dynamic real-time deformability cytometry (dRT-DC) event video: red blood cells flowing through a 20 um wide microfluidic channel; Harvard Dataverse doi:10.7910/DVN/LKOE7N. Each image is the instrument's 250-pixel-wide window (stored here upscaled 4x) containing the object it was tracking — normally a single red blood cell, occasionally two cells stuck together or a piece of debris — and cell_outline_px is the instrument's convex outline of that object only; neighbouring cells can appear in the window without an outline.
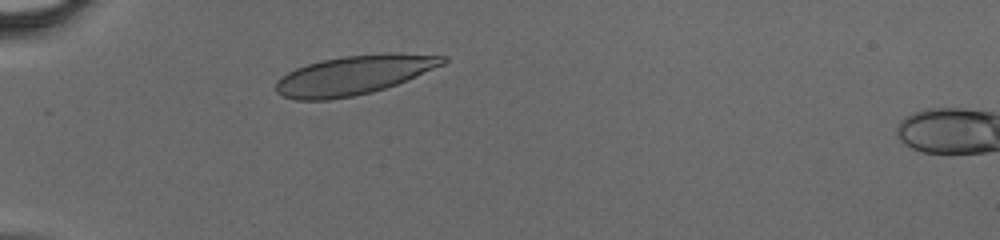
{"species": "human", "species_latin": "Homo sapiens", "temperature_condition": "cold", "stored_images_in_passage": 30, "camera_frame_rate_fps": 3000, "um_per_image_px": 0.085, "donor": {"sex": "male"}, "frame": {"image": 1, "passage_image": 1, "time_ms": 0.0, "image_size_px": [1000, 240], "cell_outline_px": [[448, 60], [444, 64], [416, 76], [396, 84], [372, 92], [352, 96], [328, 100], [296, 100], [284, 96], [276, 92], [276, 80], [288, 72], [296, 68], [308, 64], [324, 60], [344, 56], [384, 52], [400, 52], [448, 56]], "centroid_in_image_um": [30.11, 6.36], "position_along_channel_um": 54.9, "area_um2": 38.15}}
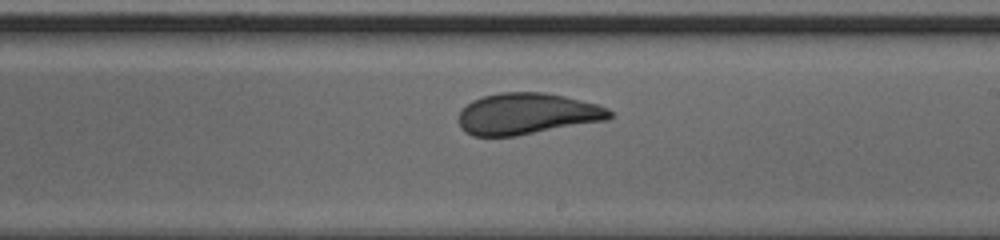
{"frame": {"image": 2, "passage_image": 15, "time_ms": 4.667, "image_size_px": [1000, 240], "cell_outline_px": [[612, 116], [608, 120], [516, 136], [472, 136], [464, 132], [460, 128], [460, 112], [472, 100], [484, 96], [500, 92], [544, 92], [564, 96], [596, 104], [608, 108], [612, 112]], "centroid_in_image_um": [44.81, 9.68], "position_along_channel_um": 244.2, "area_um2": 36.36}}
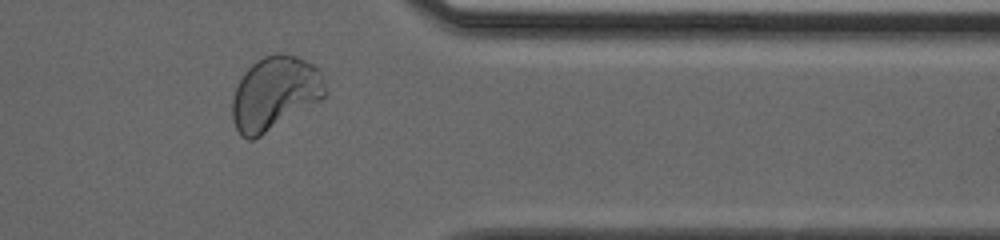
{"frame": {"image": 3, "passage_image": 25, "time_ms": 8.0, "image_size_px": [1000, 240], "cell_outline_px": [[328, 92], [320, 100], [260, 136], [252, 140], [248, 140], [240, 136], [232, 120], [232, 100], [236, 88], [244, 72], [252, 64], [264, 56], [276, 52], [284, 52], [296, 56], [312, 64], [320, 72], [324, 80]], "centroid_in_image_um": [23.35, 7.92], "position_along_channel_um": 388.1, "area_um2": 39.71}}